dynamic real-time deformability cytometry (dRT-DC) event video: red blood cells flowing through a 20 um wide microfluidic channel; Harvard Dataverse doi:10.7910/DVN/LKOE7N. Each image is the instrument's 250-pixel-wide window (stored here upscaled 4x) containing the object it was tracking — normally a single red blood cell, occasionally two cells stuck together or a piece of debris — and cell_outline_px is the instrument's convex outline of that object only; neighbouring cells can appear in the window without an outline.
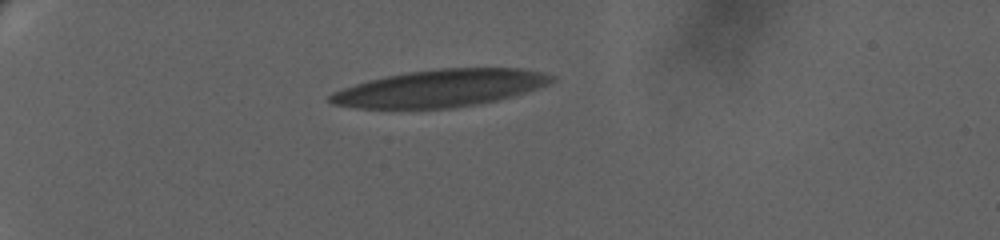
{"species": "human", "species_latin": "Homo sapiens", "temperature_condition": "warm", "stored_images_in_passage": 4, "camera_frame_rate_fps": 3000, "um_per_image_px": 0.085, "donor": {"sex": "female"}, "frame": {"image": 1, "passage_image": 1, "time_ms": 0.0, "image_size_px": [1000, 240], "cell_outline_px": [[556, 76], [548, 84], [512, 96], [496, 100], [476, 104], [452, 108], [356, 108], [332, 104], [328, 100], [328, 96], [332, 92], [356, 84], [388, 76], [408, 72], [440, 68], [520, 68], [540, 72]], "centroid_in_image_um": [37.41, 7.5], "position_along_channel_um": 47.6, "area_um2": 47.4}}
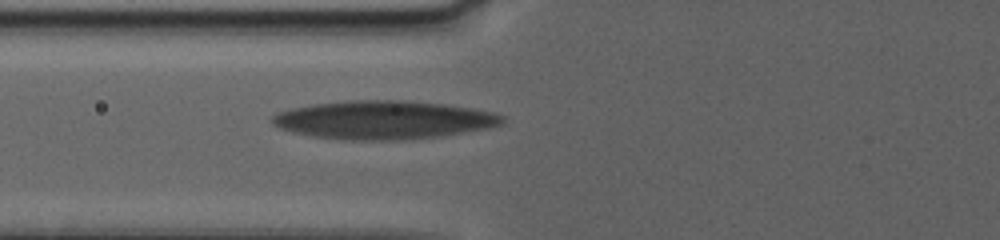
{"frame": {"image": 2, "passage_image": 4, "time_ms": 3.333, "image_size_px": [1000, 240], "cell_outline_px": [[504, 124], [444, 136], [404, 140], [344, 140], [316, 136], [292, 132], [280, 128], [272, 124], [268, 120], [276, 112], [292, 108], [312, 104], [344, 100], [404, 100], [444, 104], [472, 108], [496, 112], [504, 116]], "centroid_in_image_um": [32.59, 10.19], "position_along_channel_um": 93.2, "area_um2": 51.9}}